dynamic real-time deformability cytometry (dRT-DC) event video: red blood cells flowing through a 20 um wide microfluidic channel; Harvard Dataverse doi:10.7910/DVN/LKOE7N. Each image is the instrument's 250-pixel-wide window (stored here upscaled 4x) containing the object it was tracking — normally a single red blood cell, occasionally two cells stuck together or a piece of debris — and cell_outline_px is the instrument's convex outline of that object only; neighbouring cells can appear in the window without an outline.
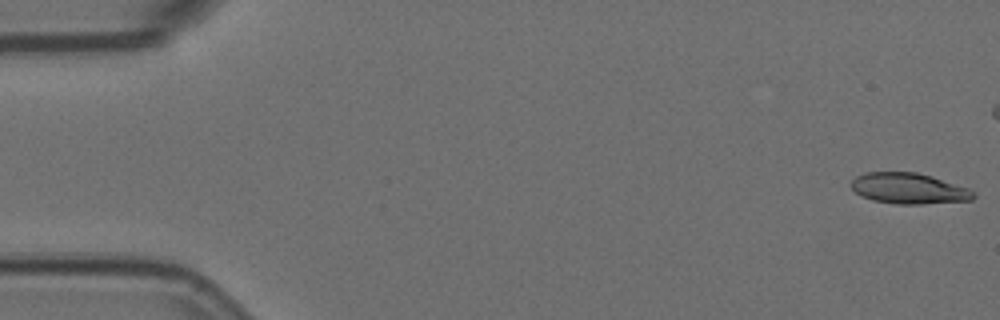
{"species": "Egyptian fruit bat (a non-hibernating species)", "species_latin": "Rousettus aegyptiacus", "temperature_condition": "room temperature", "stored_images_in_passage": 17, "camera_frame_rate_fps": 3000, "um_per_image_px": 0.085, "animal": {"sex": "female"}, "frame": {"image": 1, "passage_image": 1, "time_ms": 0.0, "image_size_px": [1000, 320], "cell_outline_px": [[976, 196], [972, 200], [920, 204], [896, 204], [872, 200], [860, 196], [852, 188], [852, 180], [856, 176], [864, 172], [916, 172], [932, 176], [968, 188], [976, 192]], "centroid_in_image_um": [77.25, 16.02], "position_along_channel_um": 7.7, "area_um2": 22.02}}